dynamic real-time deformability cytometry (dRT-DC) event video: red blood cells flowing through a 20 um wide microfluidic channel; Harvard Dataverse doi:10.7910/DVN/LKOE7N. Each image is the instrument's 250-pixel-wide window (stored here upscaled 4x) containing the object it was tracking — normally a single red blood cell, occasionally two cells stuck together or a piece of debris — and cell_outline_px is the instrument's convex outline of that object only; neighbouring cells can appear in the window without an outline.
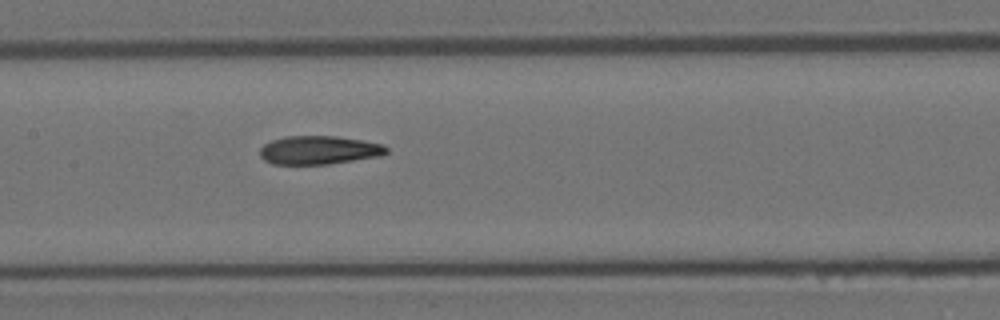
{"species": "Egyptian fruit bat (a non-hibernating species)", "species_latin": "Rousettus aegyptiacus", "temperature_condition": "room temperature", "stored_images_in_passage": 8, "camera_frame_rate_fps": 3000, "um_per_image_px": 0.085, "animal": {"sex": "female"}, "frame": {"image": 1, "passage_image": 8, "time_ms": 2.333, "image_size_px": [1000, 320], "cell_outline_px": [[388, 152], [380, 156], [328, 164], [272, 164], [264, 160], [260, 156], [260, 148], [264, 144], [272, 140], [284, 136], [336, 136], [364, 140], [384, 144], [388, 148]], "centroid_in_image_um": [27.12, 12.75], "position_along_channel_um": 180.3, "area_um2": 21.15}}